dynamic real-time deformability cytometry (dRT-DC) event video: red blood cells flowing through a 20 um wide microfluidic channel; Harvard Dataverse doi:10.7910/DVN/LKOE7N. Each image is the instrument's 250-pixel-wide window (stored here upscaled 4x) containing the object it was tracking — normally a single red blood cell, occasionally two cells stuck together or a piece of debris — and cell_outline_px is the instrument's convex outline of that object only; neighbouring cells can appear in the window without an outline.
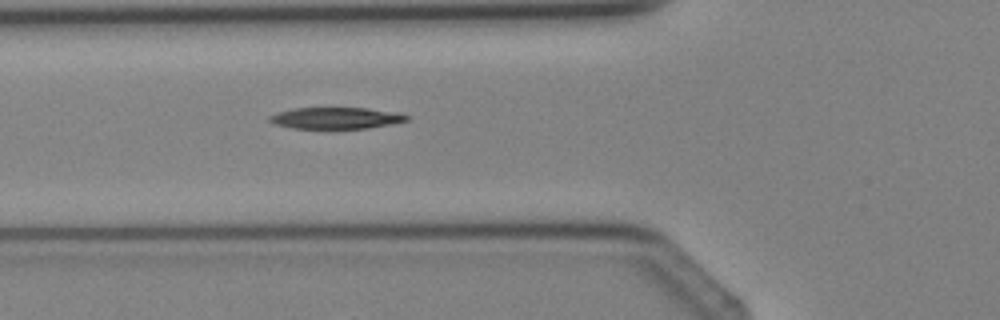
{"species": "Egyptian fruit bat (a non-hibernating species)", "species_latin": "Rousettus aegyptiacus", "temperature_condition": "cold", "stored_images_in_passage": 4, "segment_of_instrument_passage": [2, 2], "camera_frame_rate_fps": 3000, "um_per_image_px": 0.085, "animal": {"sex": "female"}, "frame": {"image": 1, "passage_image": 4, "time_ms": 3.667, "image_size_px": [1000, 320], "cell_outline_px": [[408, 120], [392, 124], [368, 128], [292, 128], [272, 124], [268, 120], [268, 116], [276, 112], [296, 108], [368, 108], [400, 112], [408, 116]], "centroid_in_image_um": [28.54, 10.03], "position_along_channel_um": 97.3, "area_um2": 17.28}}